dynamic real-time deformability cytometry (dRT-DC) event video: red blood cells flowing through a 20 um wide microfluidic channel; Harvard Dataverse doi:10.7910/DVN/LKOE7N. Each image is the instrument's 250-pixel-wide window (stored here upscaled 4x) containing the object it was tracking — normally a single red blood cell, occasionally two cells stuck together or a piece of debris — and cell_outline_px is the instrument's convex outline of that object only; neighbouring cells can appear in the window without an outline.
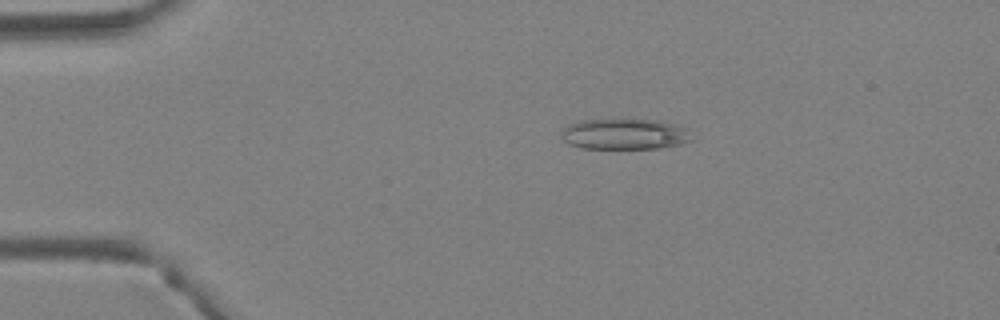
{"species": "Egyptian fruit bat (a non-hibernating species)", "species_latin": "Rousettus aegyptiacus", "temperature_condition": "warm", "stored_images_in_passage": 2, "camera_frame_rate_fps": 3000, "um_per_image_px": 0.085, "animal": {"sex": "female"}, "frame": {"image": 1, "passage_image": 1, "time_ms": 0.0, "image_size_px": [1000, 320], "cell_outline_px": [[692, 140], [680, 144], [660, 148], [580, 148], [568, 144], [560, 136], [564, 128], [568, 124], [580, 120], [660, 120], [676, 124], [684, 128]], "centroid_in_image_um": [53.05, 11.4], "position_along_channel_um": 32.0, "area_um2": 23.18}}